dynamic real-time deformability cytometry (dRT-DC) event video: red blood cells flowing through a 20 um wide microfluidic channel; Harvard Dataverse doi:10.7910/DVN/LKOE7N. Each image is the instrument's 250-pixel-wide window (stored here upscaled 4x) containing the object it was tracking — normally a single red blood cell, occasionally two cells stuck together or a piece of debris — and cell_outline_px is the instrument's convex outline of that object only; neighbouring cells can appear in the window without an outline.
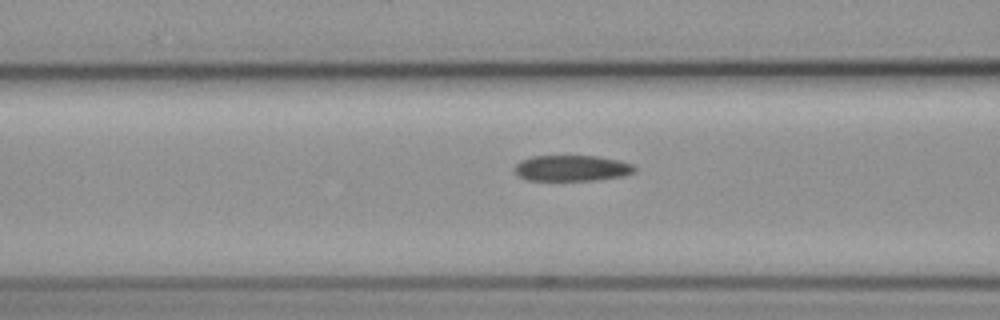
{"species": "common noctule bat (a hibernating species)", "species_latin": "Nyctalus noctula", "temperature_condition": "cold", "stored_images_in_passage": 3, "camera_frame_rate_fps": 3000, "um_per_image_px": 0.085, "animal": {"sex": "female", "body_mass_g": 19.3, "forearm_length_mm": 54.1}, "frame": {"image": 1, "passage_image": 3, "time_ms": 4.0, "image_size_px": [1000, 320], "cell_outline_px": [[636, 172], [624, 176], [596, 180], [528, 180], [520, 176], [512, 168], [520, 160], [532, 156], [596, 156], [620, 160], [632, 164], [636, 168]], "centroid_in_image_um": [48.63, 14.29], "position_along_channel_um": 118.0, "area_um2": 18.21}}